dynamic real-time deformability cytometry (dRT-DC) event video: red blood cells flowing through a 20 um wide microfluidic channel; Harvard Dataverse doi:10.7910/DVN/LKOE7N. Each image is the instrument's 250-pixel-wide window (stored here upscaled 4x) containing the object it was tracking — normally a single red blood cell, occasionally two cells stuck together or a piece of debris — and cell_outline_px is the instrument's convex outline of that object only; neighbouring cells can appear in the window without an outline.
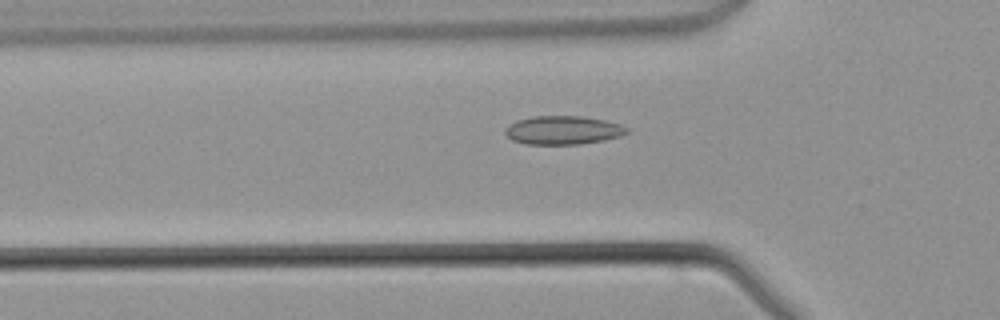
{"species": "common noctule bat (a hibernating species)", "species_latin": "Nyctalus noctula", "temperature_condition": "warm", "stored_images_in_passage": 39, "camera_frame_rate_fps": 3000, "um_per_image_px": 0.085, "animal": {"sex": "male", "body_mass_g": 21.5, "forearm_length_mm": 52.0}, "frame": {"image": 1, "passage_image": 9, "time_ms": 2.667, "image_size_px": [1000, 320], "cell_outline_px": [[632, 128], [628, 132], [620, 136], [604, 140], [580, 144], [524, 144], [512, 140], [504, 132], [504, 128], [508, 124], [516, 120], [532, 116], [584, 116], [604, 120], [620, 124]], "centroid_in_image_um": [47.85, 11.06], "position_along_channel_um": 77.9, "area_um2": 20.52}}
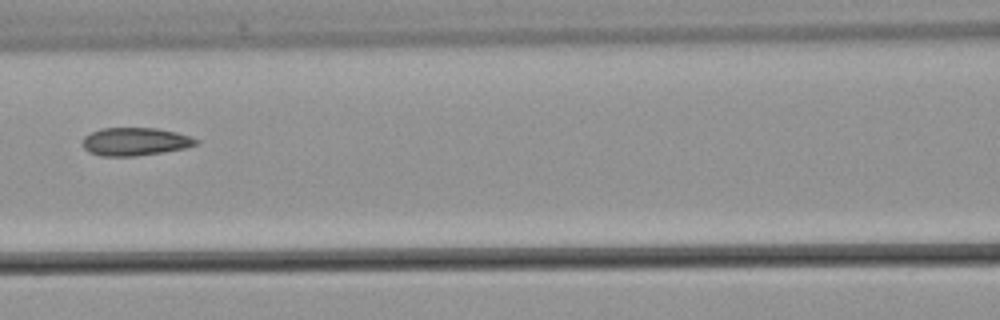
{"frame": {"image": 2, "passage_image": 14, "time_ms": 4.333, "image_size_px": [1000, 320], "cell_outline_px": [[200, 144], [184, 148], [164, 152], [136, 156], [100, 156], [88, 152], [84, 148], [84, 136], [100, 128], [156, 128], [176, 132], [200, 140]], "centroid_in_image_um": [11.5, 12.04], "position_along_channel_um": 155.1, "area_um2": 18.55}}
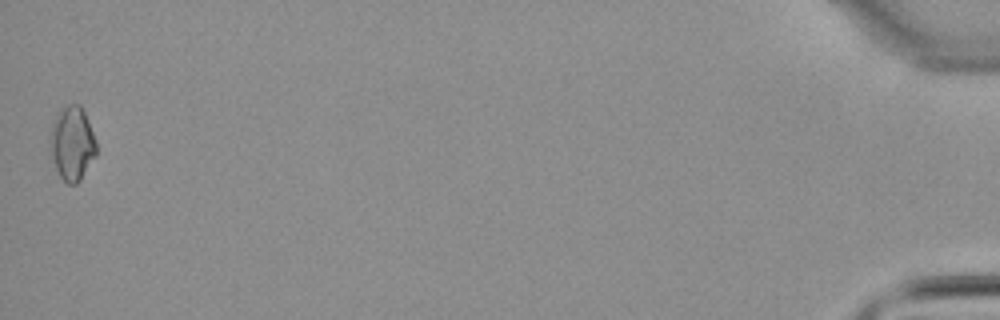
{"frame": {"image": 3, "passage_image": 39, "time_ms": 12.667, "image_size_px": [1000, 320], "cell_outline_px": [[96, 156], [80, 180], [76, 184], [68, 184], [60, 176], [56, 168], [52, 156], [48, 140], [48, 136], [56, 112], [64, 104], [80, 104], [84, 112], [96, 140]], "centroid_in_image_um": [6.11, 12.15], "position_along_channel_um": 429.1, "area_um2": 20.17}}